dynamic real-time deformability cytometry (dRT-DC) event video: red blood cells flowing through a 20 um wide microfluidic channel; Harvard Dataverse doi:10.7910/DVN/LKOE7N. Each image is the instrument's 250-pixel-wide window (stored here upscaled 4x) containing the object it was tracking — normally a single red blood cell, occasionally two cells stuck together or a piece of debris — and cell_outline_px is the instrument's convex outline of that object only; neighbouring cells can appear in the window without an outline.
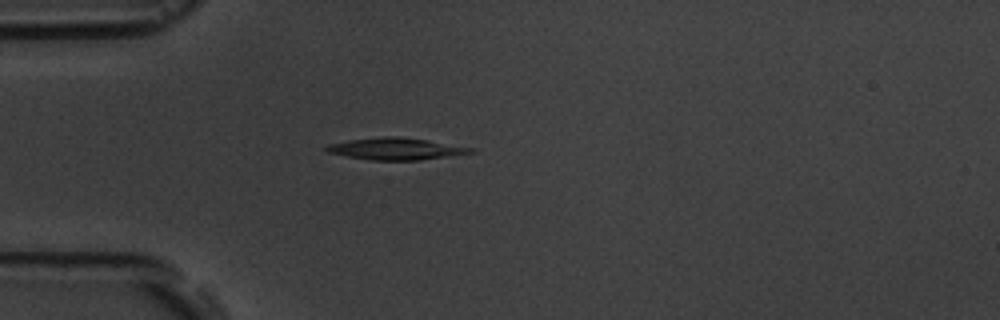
{"species": "common noctule bat (a hibernating species)", "species_latin": "Nyctalus noctula", "temperature_condition": "room temperature", "stored_images_in_passage": 2, "camera_frame_rate_fps": 3000, "um_per_image_px": 0.085, "animal": {"sex": "male", "body_mass_g": 19.5, "forearm_length_mm": 54.6}, "frame": {"image": 1, "passage_image": 1, "time_ms": 0.0, "image_size_px": [1000, 320], "cell_outline_px": [[476, 152], [448, 156], [416, 160], [372, 160], [348, 156], [328, 152], [324, 148], [328, 144], [348, 140], [384, 136], [400, 136], [428, 140], [476, 148]], "centroid_in_image_um": [33.68, 12.63], "position_along_channel_um": 51.3, "area_um2": 18.32}}